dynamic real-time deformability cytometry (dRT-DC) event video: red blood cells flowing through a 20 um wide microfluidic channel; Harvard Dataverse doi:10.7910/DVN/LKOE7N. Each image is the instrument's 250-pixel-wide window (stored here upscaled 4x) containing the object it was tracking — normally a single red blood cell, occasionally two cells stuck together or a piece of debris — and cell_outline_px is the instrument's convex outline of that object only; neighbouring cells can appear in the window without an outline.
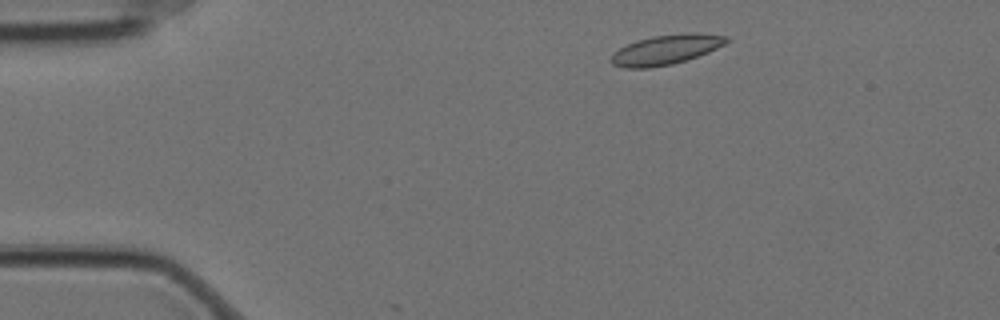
{"species": "Egyptian fruit bat (a non-hibernating species)", "species_latin": "Rousettus aegyptiacus", "temperature_condition": "cold", "stored_images_in_passage": 4, "camera_frame_rate_fps": 3000, "um_per_image_px": 0.085, "animal": {"sex": "female"}, "frame": {"image": 1, "passage_image": 2, "time_ms": 0.333, "image_size_px": [1000, 320], "cell_outline_px": [[728, 40], [724, 44], [708, 52], [672, 64], [648, 68], [624, 68], [612, 64], [608, 60], [620, 48], [636, 40], [652, 36], [692, 32], [728, 36]], "centroid_in_image_um": [56.58, 4.22], "position_along_channel_um": 28.4, "area_um2": 19.77}}